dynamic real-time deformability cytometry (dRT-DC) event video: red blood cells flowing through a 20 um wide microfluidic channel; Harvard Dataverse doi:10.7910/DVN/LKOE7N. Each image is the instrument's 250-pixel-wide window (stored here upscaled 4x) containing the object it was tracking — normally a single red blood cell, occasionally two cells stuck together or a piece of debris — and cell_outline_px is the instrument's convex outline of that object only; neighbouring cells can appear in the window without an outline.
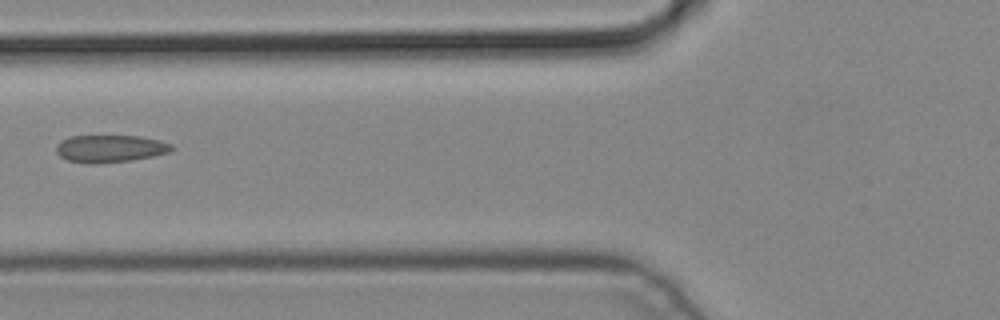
{"species": "common noctule bat (a hibernating species)", "species_latin": "Nyctalus noctula", "temperature_condition": "cold", "stored_images_in_passage": 2, "camera_frame_rate_fps": 3000, "um_per_image_px": 0.085, "animal": {"sex": "male", "body_mass_g": 19.2, "forearm_length_mm": 51.8}, "frame": {"image": 1, "passage_image": 2, "time_ms": 0.333, "image_size_px": [1000, 320], "cell_outline_px": [[176, 148], [168, 152], [152, 156], [128, 160], [92, 164], [68, 160], [60, 156], [56, 152], [56, 144], [72, 136], [140, 136], [160, 140], [172, 144]], "centroid_in_image_um": [9.38, 12.62], "position_along_channel_um": 116.4, "area_um2": 18.21}}